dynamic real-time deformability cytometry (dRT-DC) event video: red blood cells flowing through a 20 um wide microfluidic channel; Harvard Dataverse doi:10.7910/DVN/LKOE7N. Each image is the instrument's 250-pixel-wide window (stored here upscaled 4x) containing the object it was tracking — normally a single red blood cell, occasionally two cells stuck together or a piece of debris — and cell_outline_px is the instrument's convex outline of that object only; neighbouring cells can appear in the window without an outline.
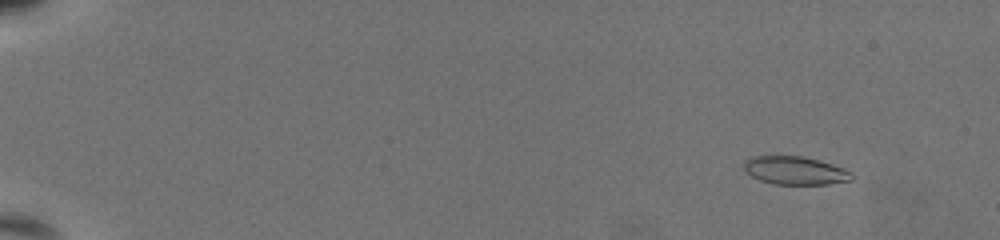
{"species": "common noctule bat (a hibernating species)", "species_latin": "Nyctalus noctula", "temperature_condition": "warm", "stored_images_in_passage": 57, "camera_frame_rate_fps": 3000, "um_per_image_px": 0.085, "animal": {"sex": "female", "body_mass_g": 19.5, "forearm_length_mm": 54.1}, "frame": {"image": 1, "passage_image": 4, "time_ms": 1.0, "image_size_px": [1000, 240], "cell_outline_px": [[852, 180], [828, 184], [772, 184], [760, 180], [744, 172], [744, 164], [752, 156], [800, 156], [816, 160], [844, 168], [852, 172]], "centroid_in_image_um": [67.57, 14.5], "position_along_channel_um": 17.4, "area_um2": 17.51}}
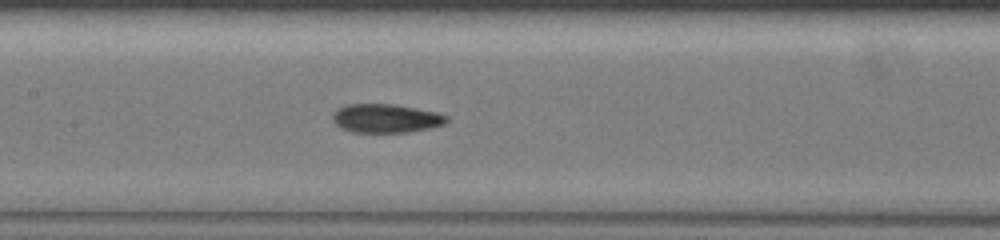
{"frame": {"image": 2, "passage_image": 30, "time_ms": 9.667, "image_size_px": [1000, 240], "cell_outline_px": [[448, 120], [444, 124], [428, 128], [408, 132], [352, 132], [340, 128], [332, 120], [332, 112], [336, 108], [348, 104], [392, 104], [416, 108], [436, 112], [448, 116]], "centroid_in_image_um": [32.75, 10.05], "position_along_channel_um": 174.6, "area_um2": 19.13}}
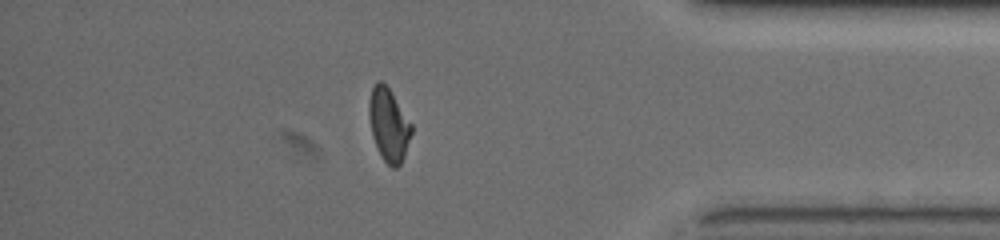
{"frame": {"image": 3, "passage_image": 50, "time_ms": 16.333, "image_size_px": [1000, 240], "cell_outline_px": [[412, 132], [404, 156], [400, 164], [396, 168], [392, 168], [380, 156], [372, 136], [368, 116], [368, 104], [372, 88], [376, 80], [380, 80], [388, 88], [412, 124]], "centroid_in_image_um": [33.02, 10.62], "position_along_channel_um": 402.2, "area_um2": 17.98}, "authors_computed_cell_mechanics": {"area_um2": 18.6116, "velocity_mm_per_s": 3.7501, "shape_relaxation_time_tau1_ms": 8.217, "shape_relaxation_time_tau2_ms": 1.2783, "deformation_change_tau1": 0.2379, "deformation_change_tau2": 0.0714}}